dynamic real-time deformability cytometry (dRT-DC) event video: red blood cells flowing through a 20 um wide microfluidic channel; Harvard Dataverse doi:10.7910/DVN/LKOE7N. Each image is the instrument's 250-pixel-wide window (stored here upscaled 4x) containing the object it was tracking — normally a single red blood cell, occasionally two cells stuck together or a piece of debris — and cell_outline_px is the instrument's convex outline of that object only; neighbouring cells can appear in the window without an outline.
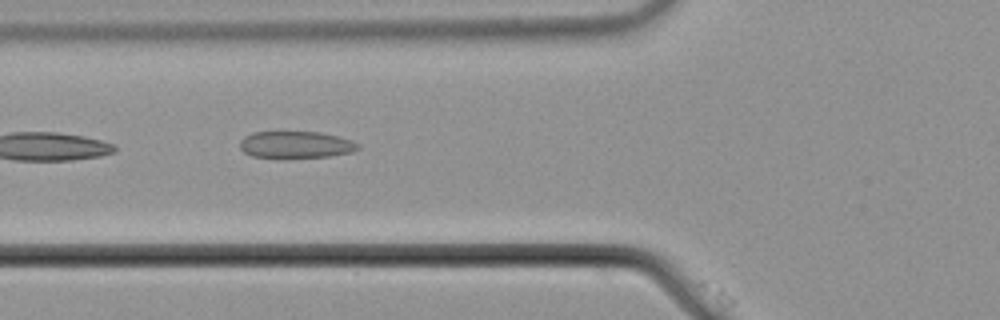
{"species": "common noctule bat (a hibernating species)", "species_latin": "Nyctalus noctula", "temperature_condition": "cold", "stored_images_in_passage": 6, "camera_frame_rate_fps": 3000, "um_per_image_px": 0.085, "animal": {"sex": "male", "body_mass_g": 21.5, "forearm_length_mm": 52.0}, "frame": {"image": 1, "passage_image": 6, "time_ms": 1.667, "image_size_px": [1000, 320], "cell_outline_px": [[360, 148], [352, 152], [328, 156], [288, 160], [280, 160], [252, 156], [244, 152], [240, 148], [240, 140], [244, 136], [252, 132], [320, 132], [340, 136], [352, 140], [360, 144]], "centroid_in_image_um": [25.13, 12.33], "position_along_channel_um": 100.7, "area_um2": 19.36}}